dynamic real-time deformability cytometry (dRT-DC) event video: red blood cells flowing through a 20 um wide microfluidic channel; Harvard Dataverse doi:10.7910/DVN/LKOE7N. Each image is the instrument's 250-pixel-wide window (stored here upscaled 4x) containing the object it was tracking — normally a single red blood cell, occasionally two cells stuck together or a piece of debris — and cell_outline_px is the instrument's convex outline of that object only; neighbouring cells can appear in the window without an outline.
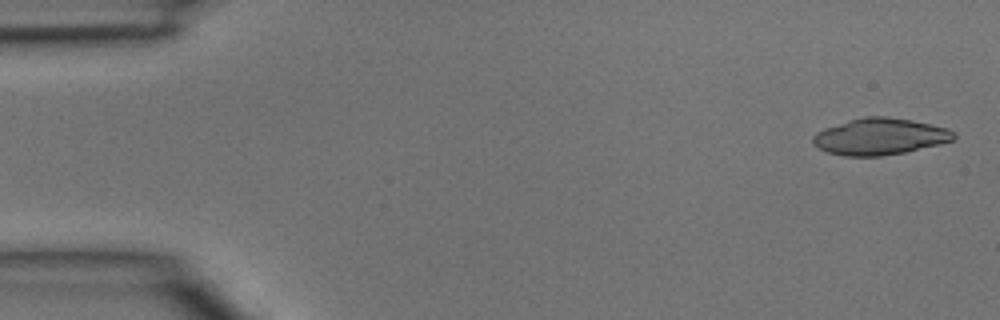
{"species": "common noctule bat (a hibernating species)", "species_latin": "Nyctalus noctula", "temperature_condition": "room temperature", "stored_images_in_passage": 3, "camera_frame_rate_fps": 3000, "um_per_image_px": 0.085, "animal": {"sex": "male", "body_mass_g": 15.6}, "frame": {"image": 1, "passage_image": 1, "time_ms": 0.0, "image_size_px": [1000, 320], "cell_outline_px": [[956, 140], [940, 144], [904, 152], [880, 156], [844, 156], [828, 152], [820, 148], [812, 140], [812, 136], [816, 132], [824, 128], [848, 120], [864, 116], [884, 116], [912, 120], [948, 128], [956, 132]], "centroid_in_image_um": [74.82, 11.6], "position_along_channel_um": 10.2, "area_um2": 30.06}}